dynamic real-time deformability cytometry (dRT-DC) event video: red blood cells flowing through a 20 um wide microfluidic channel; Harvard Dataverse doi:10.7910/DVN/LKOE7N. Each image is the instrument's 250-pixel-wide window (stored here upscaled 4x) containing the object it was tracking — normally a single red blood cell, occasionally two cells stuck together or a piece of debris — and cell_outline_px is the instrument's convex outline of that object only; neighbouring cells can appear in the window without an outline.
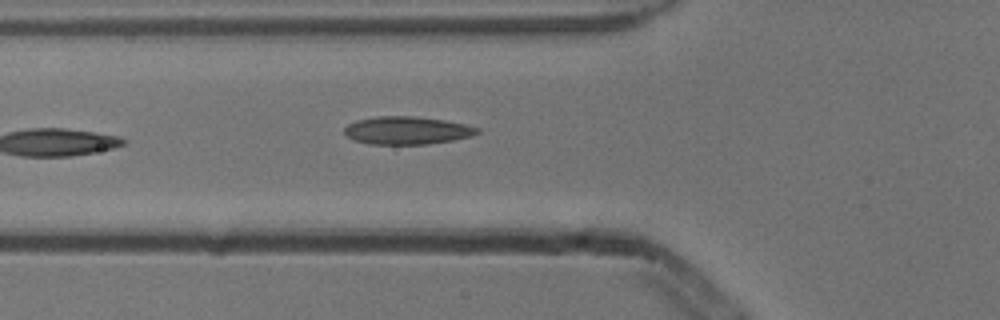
{"species": "common noctule bat (a hibernating species)", "species_latin": "Nyctalus noctula", "temperature_condition": "cold", "stored_images_in_passage": 5, "camera_frame_rate_fps": 3000, "um_per_image_px": 0.085, "animal": {"sex": "male", "body_mass_g": 13.3}, "frame": {"image": 1, "passage_image": 5, "time_ms": 1.333, "image_size_px": [1000, 320], "cell_outline_px": [[480, 132], [472, 136], [452, 140], [428, 144], [368, 144], [352, 140], [344, 132], [344, 128], [348, 124], [356, 120], [376, 116], [416, 116], [444, 120], [464, 124], [480, 128]], "centroid_in_image_um": [34.58, 11.08], "position_along_channel_um": 91.2, "area_um2": 21.68}}